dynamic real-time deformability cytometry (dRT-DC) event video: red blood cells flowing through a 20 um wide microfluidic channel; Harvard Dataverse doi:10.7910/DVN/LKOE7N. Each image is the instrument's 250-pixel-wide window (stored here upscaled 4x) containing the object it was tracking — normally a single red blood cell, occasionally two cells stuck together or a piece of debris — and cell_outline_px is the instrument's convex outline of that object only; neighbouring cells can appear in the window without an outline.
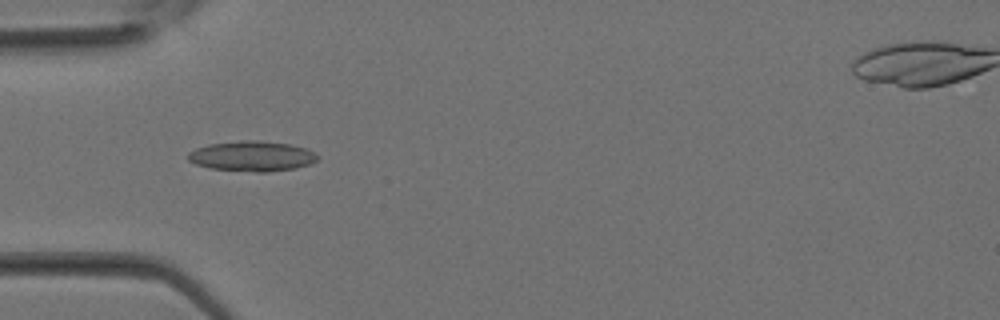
{"species": "Egyptian fruit bat (a non-hibernating species)", "species_latin": "Rousettus aegyptiacus", "temperature_condition": "room temperature", "stored_images_in_passage": 26, "camera_frame_rate_fps": 3000, "um_per_image_px": 0.085, "animal": {"sex": "female"}, "frame": {"image": 1, "passage_image": 2, "time_ms": 0.333, "image_size_px": [1000, 320], "cell_outline_px": [[300, 164], [284, 168], [220, 168], [204, 164], [196, 160], [208, 148], [224, 144], [280, 144], [292, 148]], "centroid_in_image_um": [21.21, 13.29], "position_along_channel_um": 63.8, "area_um2": 15.26}}
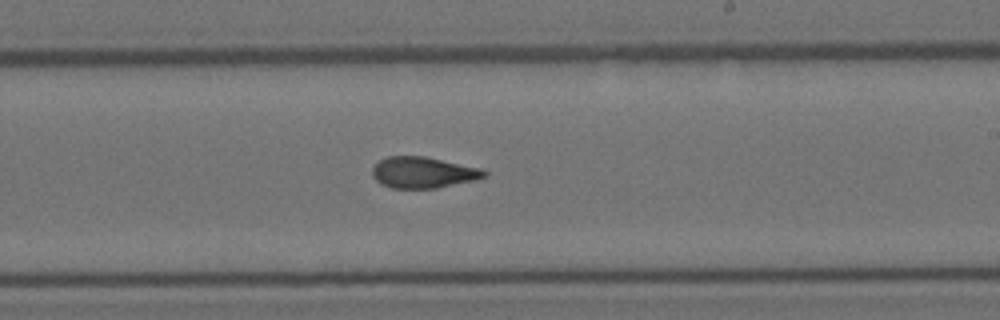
{"frame": {"image": 2, "passage_image": 12, "time_ms": 3.667, "image_size_px": [1000, 320], "cell_outline_px": [[484, 172], [480, 176], [424, 188], [404, 188], [388, 184], [380, 180], [376, 176], [376, 168], [384, 160], [404, 156], [432, 160]], "centroid_in_image_um": [35.8, 14.68], "position_along_channel_um": 253.2, "area_um2": 16.36}}
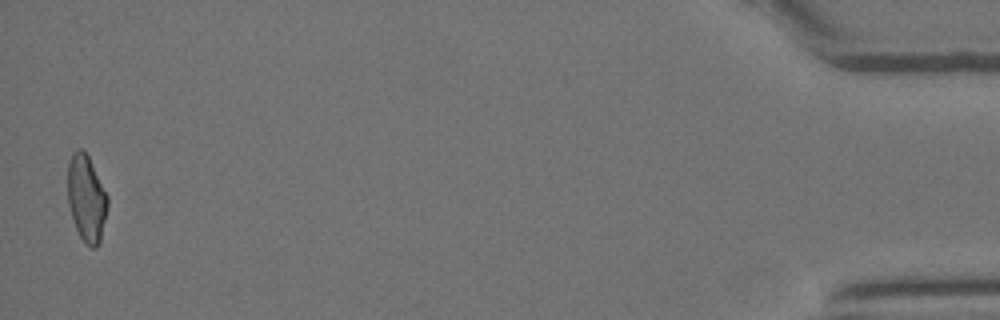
{"frame": {"image": 3, "passage_image": 26, "time_ms": 8.333, "image_size_px": [1000, 320], "cell_outline_px": [[104, 216], [100, 232], [96, 244], [80, 232], [76, 224], [76, 216], [84, 152], [104, 192]], "centroid_in_image_um": [7.65, 17.3], "position_along_channel_um": 427.5, "area_um2": 11.96}}